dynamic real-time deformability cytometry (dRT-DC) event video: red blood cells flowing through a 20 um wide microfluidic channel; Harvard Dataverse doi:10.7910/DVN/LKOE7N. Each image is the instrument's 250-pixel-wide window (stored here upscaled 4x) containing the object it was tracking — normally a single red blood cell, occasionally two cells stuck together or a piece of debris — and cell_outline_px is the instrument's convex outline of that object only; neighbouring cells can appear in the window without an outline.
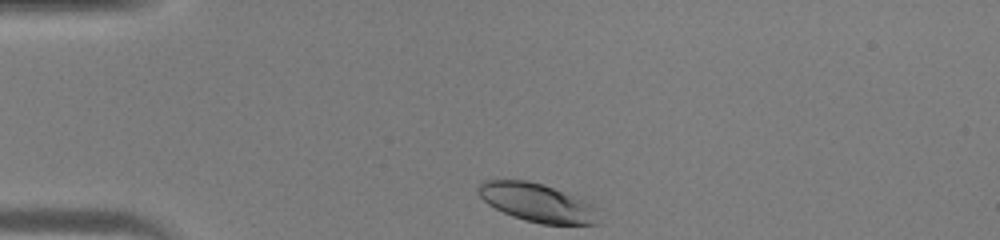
{"species": "human", "species_latin": "Homo sapiens", "temperature_condition": "warm", "stored_images_in_passage": 29, "camera_frame_rate_fps": 3000, "um_per_image_px": 0.085, "donor": {"sex": "male"}, "frame": {"image": 1, "passage_image": 1, "time_ms": 0.0, "image_size_px": [1000, 240], "cell_outline_px": [[600, 224], [540, 224], [524, 220], [512, 216], [488, 204], [480, 196], [476, 188], [484, 180], [528, 180], [552, 188], [584, 200], [592, 204]], "centroid_in_image_um": [45.62, 17.23], "position_along_channel_um": 39.4, "area_um2": 26.53}}
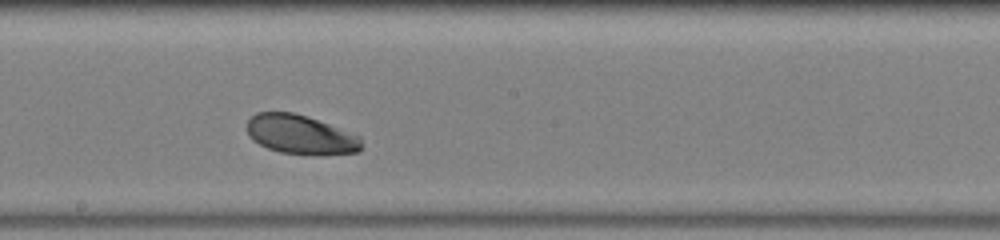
{"frame": {"image": 2, "passage_image": 16, "time_ms": 5.0, "image_size_px": [1000, 240], "cell_outline_px": [[360, 152], [316, 156], [312, 156], [280, 152], [268, 148], [252, 140], [248, 136], [248, 120], [256, 112], [292, 112], [308, 116], [360, 136]], "centroid_in_image_um": [25.54, 11.46], "position_along_channel_um": 222.7, "area_um2": 26.36}}
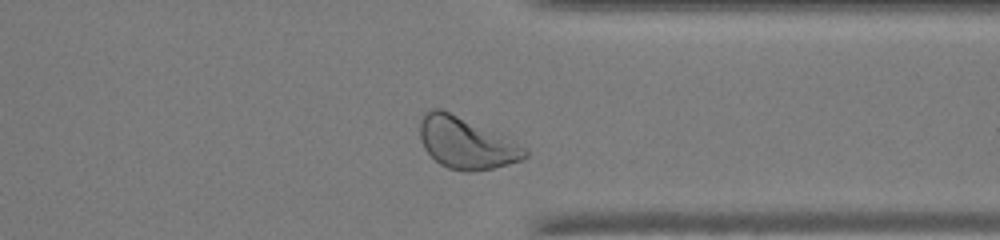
{"frame": {"image": 3, "passage_image": 26, "time_ms": 8.333, "image_size_px": [1000, 240], "cell_outline_px": [[528, 156], [524, 160], [492, 168], [472, 172], [464, 172], [448, 168], [440, 164], [424, 148], [420, 140], [420, 120], [424, 112], [432, 108], [440, 108], [516, 144], [524, 148], [528, 152]], "centroid_in_image_um": [39.55, 12.19], "position_along_channel_um": 371.9, "area_um2": 30.52}}